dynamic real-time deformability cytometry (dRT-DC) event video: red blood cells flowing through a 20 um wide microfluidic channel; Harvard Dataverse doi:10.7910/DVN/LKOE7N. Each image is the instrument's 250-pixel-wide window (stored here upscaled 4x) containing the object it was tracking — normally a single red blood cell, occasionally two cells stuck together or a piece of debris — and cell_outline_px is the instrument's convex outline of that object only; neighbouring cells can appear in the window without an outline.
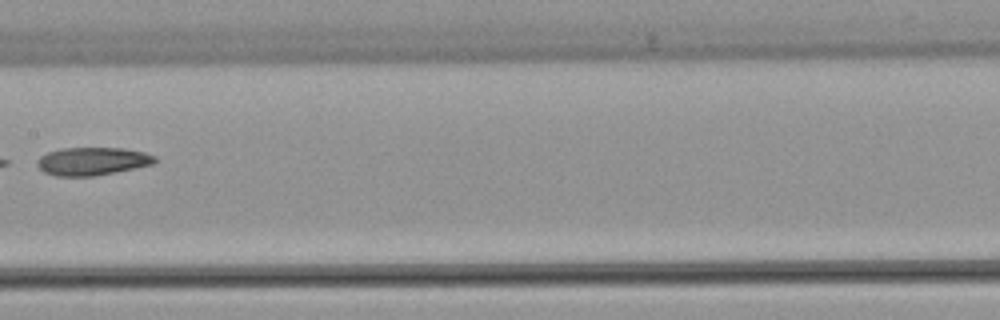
{"species": "common noctule bat (a hibernating species)", "species_latin": "Nyctalus noctula", "temperature_condition": "warm", "stored_images_in_passage": 8, "camera_frame_rate_fps": 3000, "um_per_image_px": 0.085, "animal": {"sex": "female", "body_mass_g": 22.7, "forearm_length_mm": 54.2}, "frame": {"image": 1, "passage_image": 7, "time_ms": 8.667, "image_size_px": [1000, 320], "cell_outline_px": [[156, 164], [116, 172], [92, 176], [56, 176], [44, 172], [36, 164], [36, 160], [40, 156], [48, 152], [64, 148], [124, 148], [144, 152], [156, 156]], "centroid_in_image_um": [7.87, 13.7], "position_along_channel_um": 199.5, "area_um2": 19.31}}